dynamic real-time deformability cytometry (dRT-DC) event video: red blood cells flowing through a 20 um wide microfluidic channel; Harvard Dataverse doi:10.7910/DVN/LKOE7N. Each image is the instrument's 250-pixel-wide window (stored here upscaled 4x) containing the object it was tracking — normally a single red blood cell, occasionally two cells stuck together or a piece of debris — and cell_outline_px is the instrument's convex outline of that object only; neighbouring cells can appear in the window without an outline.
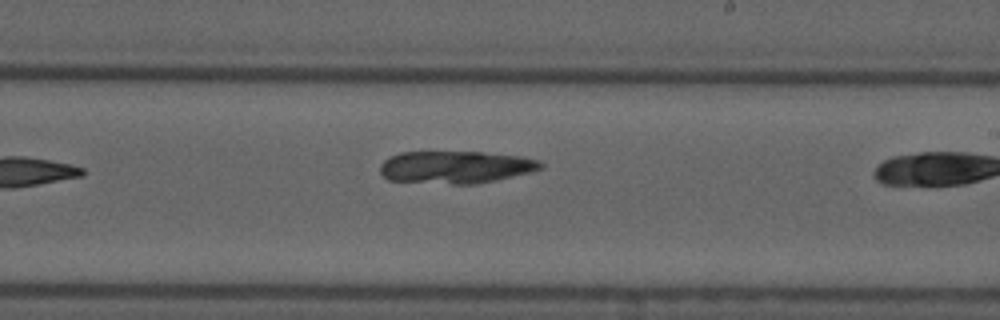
{"species": "common noctule bat (a hibernating species)", "species_latin": "Nyctalus noctula", "temperature_condition": "cold", "stored_images_in_passage": 11, "camera_frame_rate_fps": 3000, "um_per_image_px": 0.085, "animal": {"sex": "male", "forearm_length_mm": 52.5}, "frame": {"image": 1, "passage_image": 10, "time_ms": 10.667, "image_size_px": [1000, 320], "cell_outline_px": [[544, 168], [496, 180], [476, 184], [452, 184], [388, 180], [380, 172], [380, 164], [384, 160], [400, 152], [480, 152], [520, 156], [540, 160], [544, 164]], "centroid_in_image_um": [38.73, 14.2], "position_along_channel_um": 250.3, "area_um2": 30.29}}